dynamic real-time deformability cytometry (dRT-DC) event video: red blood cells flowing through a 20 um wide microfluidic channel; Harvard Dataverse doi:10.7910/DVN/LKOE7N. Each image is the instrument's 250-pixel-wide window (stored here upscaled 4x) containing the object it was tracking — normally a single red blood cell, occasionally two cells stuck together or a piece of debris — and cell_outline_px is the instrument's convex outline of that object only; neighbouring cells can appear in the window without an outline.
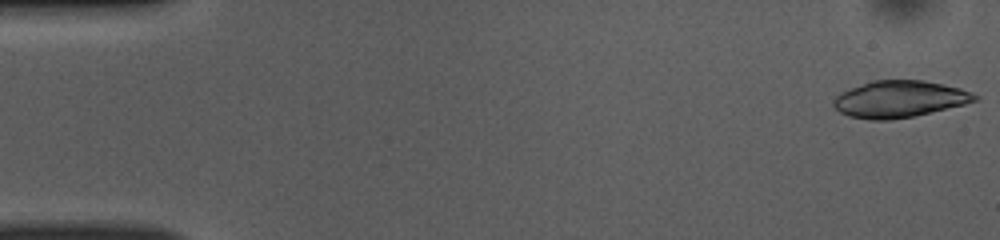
{"species": "common noctule bat (a hibernating species)", "species_latin": "Nyctalus noctula", "temperature_condition": "room temperature", "stored_images_in_passage": 50, "camera_frame_rate_fps": 3000, "um_per_image_px": 0.085, "animal": {"sex": "female", "body_mass_g": 10.0, "forearm_length_mm": 53.1}, "frame": {"image": 1, "passage_image": 1, "time_ms": 0.0, "image_size_px": [1000, 240], "cell_outline_px": [[980, 96], [976, 100], [964, 104], [912, 116], [892, 120], [868, 120], [848, 116], [840, 112], [832, 104], [832, 100], [836, 96], [852, 88], [872, 80], [924, 80], [944, 84], [960, 88], [972, 92]], "centroid_in_image_um": [76.45, 8.42], "position_along_channel_um": 8.6, "area_um2": 30.06}}
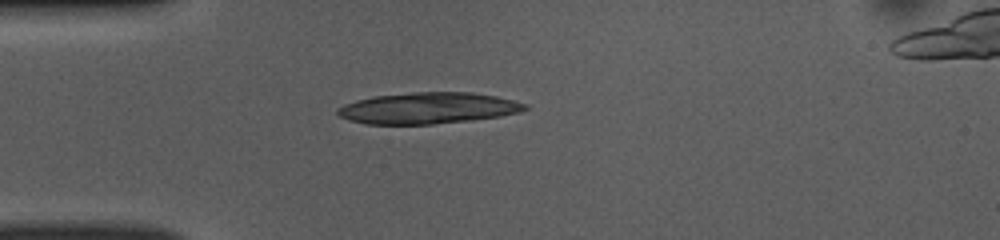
{"frame": {"image": 2, "passage_image": 13, "time_ms": 4.0, "image_size_px": [1000, 240], "cell_outline_px": [[528, 108], [520, 112], [500, 116], [472, 120], [432, 124], [368, 124], [348, 120], [340, 116], [336, 112], [336, 108], [344, 104], [356, 100], [376, 96], [412, 92], [472, 92], [496, 96], [528, 104]], "centroid_in_image_um": [36.38, 9.19], "position_along_channel_um": 48.6, "area_um2": 34.16}}